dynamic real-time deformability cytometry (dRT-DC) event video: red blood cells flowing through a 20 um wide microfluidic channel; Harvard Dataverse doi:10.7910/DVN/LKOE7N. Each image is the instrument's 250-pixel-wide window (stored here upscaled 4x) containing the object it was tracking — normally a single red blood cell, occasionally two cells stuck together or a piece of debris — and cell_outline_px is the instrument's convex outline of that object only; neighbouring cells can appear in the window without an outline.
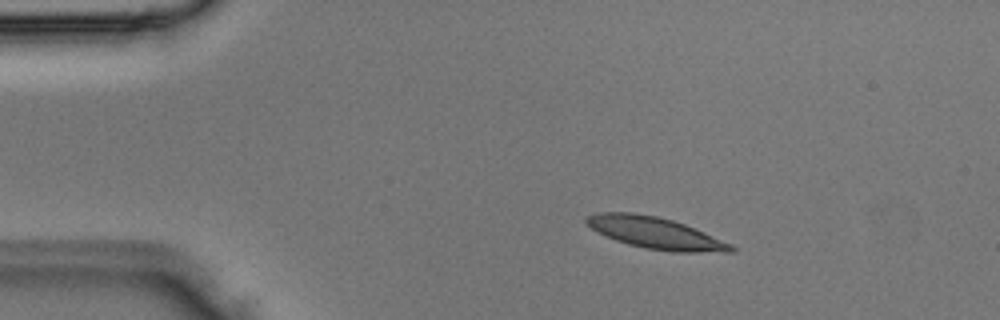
{"species": "Egyptian fruit bat (a non-hibernating species)", "species_latin": "Rousettus aegyptiacus", "temperature_condition": "room temperature", "stored_images_in_passage": 2, "camera_frame_rate_fps": 3000, "um_per_image_px": 0.085, "animal": {"sex": "male"}, "frame": {"image": 1, "passage_image": 1, "time_ms": 0.0, "image_size_px": [1000, 320], "cell_outline_px": [[736, 252], [676, 252], [644, 248], [628, 244], [616, 240], [592, 228], [584, 220], [588, 216], [600, 212], [632, 212], [656, 216], [672, 220], [684, 224], [704, 232], [732, 244], [736, 248]], "centroid_in_image_um": [55.76, 19.81], "position_along_channel_um": 29.2, "area_um2": 26.36}}